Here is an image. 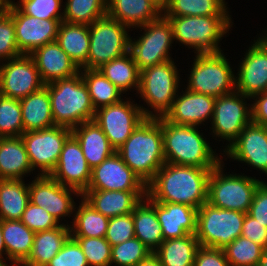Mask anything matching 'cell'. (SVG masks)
<instances>
[{
	"label": "cell",
	"instance_id": "10",
	"mask_svg": "<svg viewBox=\"0 0 267 266\" xmlns=\"http://www.w3.org/2000/svg\"><path fill=\"white\" fill-rule=\"evenodd\" d=\"M128 26L107 14L89 25V53L82 67L98 69L103 64L129 52Z\"/></svg>",
	"mask_w": 267,
	"mask_h": 266
},
{
	"label": "cell",
	"instance_id": "7",
	"mask_svg": "<svg viewBox=\"0 0 267 266\" xmlns=\"http://www.w3.org/2000/svg\"><path fill=\"white\" fill-rule=\"evenodd\" d=\"M223 54L196 53L188 77L189 91L218 98L236 90L235 74Z\"/></svg>",
	"mask_w": 267,
	"mask_h": 266
},
{
	"label": "cell",
	"instance_id": "48",
	"mask_svg": "<svg viewBox=\"0 0 267 266\" xmlns=\"http://www.w3.org/2000/svg\"><path fill=\"white\" fill-rule=\"evenodd\" d=\"M21 222L34 233L51 230L60 225L59 222L44 208L36 206L31 202L28 203L23 212Z\"/></svg>",
	"mask_w": 267,
	"mask_h": 266
},
{
	"label": "cell",
	"instance_id": "34",
	"mask_svg": "<svg viewBox=\"0 0 267 266\" xmlns=\"http://www.w3.org/2000/svg\"><path fill=\"white\" fill-rule=\"evenodd\" d=\"M29 202L24 180L0 179V220H21Z\"/></svg>",
	"mask_w": 267,
	"mask_h": 266
},
{
	"label": "cell",
	"instance_id": "21",
	"mask_svg": "<svg viewBox=\"0 0 267 266\" xmlns=\"http://www.w3.org/2000/svg\"><path fill=\"white\" fill-rule=\"evenodd\" d=\"M224 152L267 175V127L251 122Z\"/></svg>",
	"mask_w": 267,
	"mask_h": 266
},
{
	"label": "cell",
	"instance_id": "56",
	"mask_svg": "<svg viewBox=\"0 0 267 266\" xmlns=\"http://www.w3.org/2000/svg\"><path fill=\"white\" fill-rule=\"evenodd\" d=\"M3 254L7 256L5 242L3 239V233H2V229H1V220H0V260L4 259Z\"/></svg>",
	"mask_w": 267,
	"mask_h": 266
},
{
	"label": "cell",
	"instance_id": "46",
	"mask_svg": "<svg viewBox=\"0 0 267 266\" xmlns=\"http://www.w3.org/2000/svg\"><path fill=\"white\" fill-rule=\"evenodd\" d=\"M135 237L132 213L109 218L105 239L111 246L118 245Z\"/></svg>",
	"mask_w": 267,
	"mask_h": 266
},
{
	"label": "cell",
	"instance_id": "47",
	"mask_svg": "<svg viewBox=\"0 0 267 266\" xmlns=\"http://www.w3.org/2000/svg\"><path fill=\"white\" fill-rule=\"evenodd\" d=\"M22 55L17 46L15 26L10 12L0 16V62Z\"/></svg>",
	"mask_w": 267,
	"mask_h": 266
},
{
	"label": "cell",
	"instance_id": "6",
	"mask_svg": "<svg viewBox=\"0 0 267 266\" xmlns=\"http://www.w3.org/2000/svg\"><path fill=\"white\" fill-rule=\"evenodd\" d=\"M223 166L224 162L221 161L212 169L207 202L217 208L248 213L255 191L263 180L244 174L225 175Z\"/></svg>",
	"mask_w": 267,
	"mask_h": 266
},
{
	"label": "cell",
	"instance_id": "40",
	"mask_svg": "<svg viewBox=\"0 0 267 266\" xmlns=\"http://www.w3.org/2000/svg\"><path fill=\"white\" fill-rule=\"evenodd\" d=\"M63 21L90 25L107 14V0H67Z\"/></svg>",
	"mask_w": 267,
	"mask_h": 266
},
{
	"label": "cell",
	"instance_id": "38",
	"mask_svg": "<svg viewBox=\"0 0 267 266\" xmlns=\"http://www.w3.org/2000/svg\"><path fill=\"white\" fill-rule=\"evenodd\" d=\"M79 72L88 88L95 110L122 100L121 95L123 92L112 84L98 69L81 68Z\"/></svg>",
	"mask_w": 267,
	"mask_h": 266
},
{
	"label": "cell",
	"instance_id": "26",
	"mask_svg": "<svg viewBox=\"0 0 267 266\" xmlns=\"http://www.w3.org/2000/svg\"><path fill=\"white\" fill-rule=\"evenodd\" d=\"M91 169L100 165L116 150L95 120L86 121L72 129Z\"/></svg>",
	"mask_w": 267,
	"mask_h": 266
},
{
	"label": "cell",
	"instance_id": "54",
	"mask_svg": "<svg viewBox=\"0 0 267 266\" xmlns=\"http://www.w3.org/2000/svg\"><path fill=\"white\" fill-rule=\"evenodd\" d=\"M136 266H163L159 257L155 253H150L145 259L141 260Z\"/></svg>",
	"mask_w": 267,
	"mask_h": 266
},
{
	"label": "cell",
	"instance_id": "2",
	"mask_svg": "<svg viewBox=\"0 0 267 266\" xmlns=\"http://www.w3.org/2000/svg\"><path fill=\"white\" fill-rule=\"evenodd\" d=\"M147 185L165 164L162 117L146 118L116 151Z\"/></svg>",
	"mask_w": 267,
	"mask_h": 266
},
{
	"label": "cell",
	"instance_id": "33",
	"mask_svg": "<svg viewBox=\"0 0 267 266\" xmlns=\"http://www.w3.org/2000/svg\"><path fill=\"white\" fill-rule=\"evenodd\" d=\"M56 42L79 69L87 63L90 44L89 25L62 21Z\"/></svg>",
	"mask_w": 267,
	"mask_h": 266
},
{
	"label": "cell",
	"instance_id": "42",
	"mask_svg": "<svg viewBox=\"0 0 267 266\" xmlns=\"http://www.w3.org/2000/svg\"><path fill=\"white\" fill-rule=\"evenodd\" d=\"M23 133L20 100L0 95V137H18Z\"/></svg>",
	"mask_w": 267,
	"mask_h": 266
},
{
	"label": "cell",
	"instance_id": "25",
	"mask_svg": "<svg viewBox=\"0 0 267 266\" xmlns=\"http://www.w3.org/2000/svg\"><path fill=\"white\" fill-rule=\"evenodd\" d=\"M146 191L85 190L82 198L102 215L113 218L132 213Z\"/></svg>",
	"mask_w": 267,
	"mask_h": 266
},
{
	"label": "cell",
	"instance_id": "37",
	"mask_svg": "<svg viewBox=\"0 0 267 266\" xmlns=\"http://www.w3.org/2000/svg\"><path fill=\"white\" fill-rule=\"evenodd\" d=\"M77 209V210H76ZM71 237H105L109 218L96 211L81 197V203L74 210Z\"/></svg>",
	"mask_w": 267,
	"mask_h": 266
},
{
	"label": "cell",
	"instance_id": "51",
	"mask_svg": "<svg viewBox=\"0 0 267 266\" xmlns=\"http://www.w3.org/2000/svg\"><path fill=\"white\" fill-rule=\"evenodd\" d=\"M194 266H230L223 249L200 246L195 255Z\"/></svg>",
	"mask_w": 267,
	"mask_h": 266
},
{
	"label": "cell",
	"instance_id": "43",
	"mask_svg": "<svg viewBox=\"0 0 267 266\" xmlns=\"http://www.w3.org/2000/svg\"><path fill=\"white\" fill-rule=\"evenodd\" d=\"M152 253L138 238L134 237L115 246H111V265L136 266Z\"/></svg>",
	"mask_w": 267,
	"mask_h": 266
},
{
	"label": "cell",
	"instance_id": "49",
	"mask_svg": "<svg viewBox=\"0 0 267 266\" xmlns=\"http://www.w3.org/2000/svg\"><path fill=\"white\" fill-rule=\"evenodd\" d=\"M47 266H88V262L79 243L70 237Z\"/></svg>",
	"mask_w": 267,
	"mask_h": 266
},
{
	"label": "cell",
	"instance_id": "22",
	"mask_svg": "<svg viewBox=\"0 0 267 266\" xmlns=\"http://www.w3.org/2000/svg\"><path fill=\"white\" fill-rule=\"evenodd\" d=\"M216 98L199 94L188 89L178 95L173 101L171 109L164 118L176 125H187L199 127L206 120L211 122L214 114Z\"/></svg>",
	"mask_w": 267,
	"mask_h": 266
},
{
	"label": "cell",
	"instance_id": "14",
	"mask_svg": "<svg viewBox=\"0 0 267 266\" xmlns=\"http://www.w3.org/2000/svg\"><path fill=\"white\" fill-rule=\"evenodd\" d=\"M71 134V129L54 125L21 135L32 169L40 170L38 175L51 174L58 163L63 145Z\"/></svg>",
	"mask_w": 267,
	"mask_h": 266
},
{
	"label": "cell",
	"instance_id": "4",
	"mask_svg": "<svg viewBox=\"0 0 267 266\" xmlns=\"http://www.w3.org/2000/svg\"><path fill=\"white\" fill-rule=\"evenodd\" d=\"M45 87L56 126L72 130L86 121L94 120L96 110L80 72L73 77L45 84Z\"/></svg>",
	"mask_w": 267,
	"mask_h": 266
},
{
	"label": "cell",
	"instance_id": "12",
	"mask_svg": "<svg viewBox=\"0 0 267 266\" xmlns=\"http://www.w3.org/2000/svg\"><path fill=\"white\" fill-rule=\"evenodd\" d=\"M144 30L139 39L129 41V52L141 71L144 68L172 60L169 52L173 43V28L163 15L156 21L139 26Z\"/></svg>",
	"mask_w": 267,
	"mask_h": 266
},
{
	"label": "cell",
	"instance_id": "39",
	"mask_svg": "<svg viewBox=\"0 0 267 266\" xmlns=\"http://www.w3.org/2000/svg\"><path fill=\"white\" fill-rule=\"evenodd\" d=\"M225 0H170L163 16H230Z\"/></svg>",
	"mask_w": 267,
	"mask_h": 266
},
{
	"label": "cell",
	"instance_id": "29",
	"mask_svg": "<svg viewBox=\"0 0 267 266\" xmlns=\"http://www.w3.org/2000/svg\"><path fill=\"white\" fill-rule=\"evenodd\" d=\"M135 237L138 238L152 253L164 241L162 228L156 215V201L147 194L132 212Z\"/></svg>",
	"mask_w": 267,
	"mask_h": 266
},
{
	"label": "cell",
	"instance_id": "11",
	"mask_svg": "<svg viewBox=\"0 0 267 266\" xmlns=\"http://www.w3.org/2000/svg\"><path fill=\"white\" fill-rule=\"evenodd\" d=\"M128 99V100H127ZM100 107L94 120L101 127L112 147L117 151L146 118H153V111L133 104L130 98Z\"/></svg>",
	"mask_w": 267,
	"mask_h": 266
},
{
	"label": "cell",
	"instance_id": "17",
	"mask_svg": "<svg viewBox=\"0 0 267 266\" xmlns=\"http://www.w3.org/2000/svg\"><path fill=\"white\" fill-rule=\"evenodd\" d=\"M10 16L14 21L18 50L30 55L35 49L56 41L60 23L63 19H39L24 14L12 2Z\"/></svg>",
	"mask_w": 267,
	"mask_h": 266
},
{
	"label": "cell",
	"instance_id": "59",
	"mask_svg": "<svg viewBox=\"0 0 267 266\" xmlns=\"http://www.w3.org/2000/svg\"><path fill=\"white\" fill-rule=\"evenodd\" d=\"M5 261H7V259H3V260H0V266H9L5 263ZM11 266V265H10Z\"/></svg>",
	"mask_w": 267,
	"mask_h": 266
},
{
	"label": "cell",
	"instance_id": "3",
	"mask_svg": "<svg viewBox=\"0 0 267 266\" xmlns=\"http://www.w3.org/2000/svg\"><path fill=\"white\" fill-rule=\"evenodd\" d=\"M165 161L170 164L215 168L221 157L198 131V127L176 125L162 117Z\"/></svg>",
	"mask_w": 267,
	"mask_h": 266
},
{
	"label": "cell",
	"instance_id": "31",
	"mask_svg": "<svg viewBox=\"0 0 267 266\" xmlns=\"http://www.w3.org/2000/svg\"><path fill=\"white\" fill-rule=\"evenodd\" d=\"M7 257L12 266L22 265L30 256L35 233L21 220H1Z\"/></svg>",
	"mask_w": 267,
	"mask_h": 266
},
{
	"label": "cell",
	"instance_id": "16",
	"mask_svg": "<svg viewBox=\"0 0 267 266\" xmlns=\"http://www.w3.org/2000/svg\"><path fill=\"white\" fill-rule=\"evenodd\" d=\"M82 194L71 187L63 186L50 175H37L29 183V199L36 206L44 208L60 223V218L74 214L75 202L72 196Z\"/></svg>",
	"mask_w": 267,
	"mask_h": 266
},
{
	"label": "cell",
	"instance_id": "27",
	"mask_svg": "<svg viewBox=\"0 0 267 266\" xmlns=\"http://www.w3.org/2000/svg\"><path fill=\"white\" fill-rule=\"evenodd\" d=\"M107 15L129 28L159 19L163 12L150 0H107Z\"/></svg>",
	"mask_w": 267,
	"mask_h": 266
},
{
	"label": "cell",
	"instance_id": "23",
	"mask_svg": "<svg viewBox=\"0 0 267 266\" xmlns=\"http://www.w3.org/2000/svg\"><path fill=\"white\" fill-rule=\"evenodd\" d=\"M30 56L45 84L73 77L80 71L56 41L35 49Z\"/></svg>",
	"mask_w": 267,
	"mask_h": 266
},
{
	"label": "cell",
	"instance_id": "50",
	"mask_svg": "<svg viewBox=\"0 0 267 266\" xmlns=\"http://www.w3.org/2000/svg\"><path fill=\"white\" fill-rule=\"evenodd\" d=\"M248 214L255 218L260 224L267 227V182L264 181L255 191L252 204L250 205Z\"/></svg>",
	"mask_w": 267,
	"mask_h": 266
},
{
	"label": "cell",
	"instance_id": "13",
	"mask_svg": "<svg viewBox=\"0 0 267 266\" xmlns=\"http://www.w3.org/2000/svg\"><path fill=\"white\" fill-rule=\"evenodd\" d=\"M245 99L250 100L251 98L235 90L229 94L221 95L215 100L211 130L212 135L214 134L213 137L216 136L229 142L223 151L252 122L251 104L247 105Z\"/></svg>",
	"mask_w": 267,
	"mask_h": 266
},
{
	"label": "cell",
	"instance_id": "30",
	"mask_svg": "<svg viewBox=\"0 0 267 266\" xmlns=\"http://www.w3.org/2000/svg\"><path fill=\"white\" fill-rule=\"evenodd\" d=\"M70 237V226L64 223L35 233L31 254L21 266H47Z\"/></svg>",
	"mask_w": 267,
	"mask_h": 266
},
{
	"label": "cell",
	"instance_id": "52",
	"mask_svg": "<svg viewBox=\"0 0 267 266\" xmlns=\"http://www.w3.org/2000/svg\"><path fill=\"white\" fill-rule=\"evenodd\" d=\"M241 236L252 240L253 242L261 245L264 249L267 248V227L260 224L255 218L251 217L248 213L242 226Z\"/></svg>",
	"mask_w": 267,
	"mask_h": 266
},
{
	"label": "cell",
	"instance_id": "53",
	"mask_svg": "<svg viewBox=\"0 0 267 266\" xmlns=\"http://www.w3.org/2000/svg\"><path fill=\"white\" fill-rule=\"evenodd\" d=\"M251 104L252 122L267 127V91L254 95Z\"/></svg>",
	"mask_w": 267,
	"mask_h": 266
},
{
	"label": "cell",
	"instance_id": "57",
	"mask_svg": "<svg viewBox=\"0 0 267 266\" xmlns=\"http://www.w3.org/2000/svg\"><path fill=\"white\" fill-rule=\"evenodd\" d=\"M150 1L163 12L168 7L170 0H150Z\"/></svg>",
	"mask_w": 267,
	"mask_h": 266
},
{
	"label": "cell",
	"instance_id": "44",
	"mask_svg": "<svg viewBox=\"0 0 267 266\" xmlns=\"http://www.w3.org/2000/svg\"><path fill=\"white\" fill-rule=\"evenodd\" d=\"M82 248L88 266H111V245L104 237H72Z\"/></svg>",
	"mask_w": 267,
	"mask_h": 266
},
{
	"label": "cell",
	"instance_id": "45",
	"mask_svg": "<svg viewBox=\"0 0 267 266\" xmlns=\"http://www.w3.org/2000/svg\"><path fill=\"white\" fill-rule=\"evenodd\" d=\"M63 0H19L14 4L26 15L39 19H63ZM62 5V6H61Z\"/></svg>",
	"mask_w": 267,
	"mask_h": 266
},
{
	"label": "cell",
	"instance_id": "15",
	"mask_svg": "<svg viewBox=\"0 0 267 266\" xmlns=\"http://www.w3.org/2000/svg\"><path fill=\"white\" fill-rule=\"evenodd\" d=\"M0 95L21 100L45 86L30 55L0 63Z\"/></svg>",
	"mask_w": 267,
	"mask_h": 266
},
{
	"label": "cell",
	"instance_id": "18",
	"mask_svg": "<svg viewBox=\"0 0 267 266\" xmlns=\"http://www.w3.org/2000/svg\"><path fill=\"white\" fill-rule=\"evenodd\" d=\"M264 34L246 51L235 76L236 90L250 98L267 91V34Z\"/></svg>",
	"mask_w": 267,
	"mask_h": 266
},
{
	"label": "cell",
	"instance_id": "8",
	"mask_svg": "<svg viewBox=\"0 0 267 266\" xmlns=\"http://www.w3.org/2000/svg\"><path fill=\"white\" fill-rule=\"evenodd\" d=\"M246 213L217 208L205 202L197 210L195 236L202 247L224 249L241 236Z\"/></svg>",
	"mask_w": 267,
	"mask_h": 266
},
{
	"label": "cell",
	"instance_id": "55",
	"mask_svg": "<svg viewBox=\"0 0 267 266\" xmlns=\"http://www.w3.org/2000/svg\"><path fill=\"white\" fill-rule=\"evenodd\" d=\"M12 0H0V16H3L9 12Z\"/></svg>",
	"mask_w": 267,
	"mask_h": 266
},
{
	"label": "cell",
	"instance_id": "35",
	"mask_svg": "<svg viewBox=\"0 0 267 266\" xmlns=\"http://www.w3.org/2000/svg\"><path fill=\"white\" fill-rule=\"evenodd\" d=\"M200 247L195 234L164 240L154 252L163 266H194L195 255Z\"/></svg>",
	"mask_w": 267,
	"mask_h": 266
},
{
	"label": "cell",
	"instance_id": "32",
	"mask_svg": "<svg viewBox=\"0 0 267 266\" xmlns=\"http://www.w3.org/2000/svg\"><path fill=\"white\" fill-rule=\"evenodd\" d=\"M24 132L38 131L55 125L48 89L44 86L20 100Z\"/></svg>",
	"mask_w": 267,
	"mask_h": 266
},
{
	"label": "cell",
	"instance_id": "58",
	"mask_svg": "<svg viewBox=\"0 0 267 266\" xmlns=\"http://www.w3.org/2000/svg\"><path fill=\"white\" fill-rule=\"evenodd\" d=\"M257 266H267V248L263 249Z\"/></svg>",
	"mask_w": 267,
	"mask_h": 266
},
{
	"label": "cell",
	"instance_id": "9",
	"mask_svg": "<svg viewBox=\"0 0 267 266\" xmlns=\"http://www.w3.org/2000/svg\"><path fill=\"white\" fill-rule=\"evenodd\" d=\"M173 60L140 71L138 94L153 109V118L164 117L171 109L180 85L179 71Z\"/></svg>",
	"mask_w": 267,
	"mask_h": 266
},
{
	"label": "cell",
	"instance_id": "5",
	"mask_svg": "<svg viewBox=\"0 0 267 266\" xmlns=\"http://www.w3.org/2000/svg\"><path fill=\"white\" fill-rule=\"evenodd\" d=\"M173 28V40L195 53L221 52L220 40L232 27L231 16H164Z\"/></svg>",
	"mask_w": 267,
	"mask_h": 266
},
{
	"label": "cell",
	"instance_id": "24",
	"mask_svg": "<svg viewBox=\"0 0 267 266\" xmlns=\"http://www.w3.org/2000/svg\"><path fill=\"white\" fill-rule=\"evenodd\" d=\"M197 210L187 204L156 202V215L164 240L195 234Z\"/></svg>",
	"mask_w": 267,
	"mask_h": 266
},
{
	"label": "cell",
	"instance_id": "36",
	"mask_svg": "<svg viewBox=\"0 0 267 266\" xmlns=\"http://www.w3.org/2000/svg\"><path fill=\"white\" fill-rule=\"evenodd\" d=\"M98 70L123 94L135 89L138 93L140 86V70L130 52L103 64Z\"/></svg>",
	"mask_w": 267,
	"mask_h": 266
},
{
	"label": "cell",
	"instance_id": "20",
	"mask_svg": "<svg viewBox=\"0 0 267 266\" xmlns=\"http://www.w3.org/2000/svg\"><path fill=\"white\" fill-rule=\"evenodd\" d=\"M91 170L78 140L71 134L50 176L63 186L74 188L82 194L90 183Z\"/></svg>",
	"mask_w": 267,
	"mask_h": 266
},
{
	"label": "cell",
	"instance_id": "1",
	"mask_svg": "<svg viewBox=\"0 0 267 266\" xmlns=\"http://www.w3.org/2000/svg\"><path fill=\"white\" fill-rule=\"evenodd\" d=\"M212 169L165 162L146 185V194L156 202L181 203L199 209L208 201Z\"/></svg>",
	"mask_w": 267,
	"mask_h": 266
},
{
	"label": "cell",
	"instance_id": "28",
	"mask_svg": "<svg viewBox=\"0 0 267 266\" xmlns=\"http://www.w3.org/2000/svg\"><path fill=\"white\" fill-rule=\"evenodd\" d=\"M33 171L21 136L0 137V179L23 180Z\"/></svg>",
	"mask_w": 267,
	"mask_h": 266
},
{
	"label": "cell",
	"instance_id": "19",
	"mask_svg": "<svg viewBox=\"0 0 267 266\" xmlns=\"http://www.w3.org/2000/svg\"><path fill=\"white\" fill-rule=\"evenodd\" d=\"M86 190L146 191V184L115 152L91 170V179Z\"/></svg>",
	"mask_w": 267,
	"mask_h": 266
},
{
	"label": "cell",
	"instance_id": "41",
	"mask_svg": "<svg viewBox=\"0 0 267 266\" xmlns=\"http://www.w3.org/2000/svg\"><path fill=\"white\" fill-rule=\"evenodd\" d=\"M263 249L252 240L239 236L223 250L230 266H257Z\"/></svg>",
	"mask_w": 267,
	"mask_h": 266
}]
</instances>
